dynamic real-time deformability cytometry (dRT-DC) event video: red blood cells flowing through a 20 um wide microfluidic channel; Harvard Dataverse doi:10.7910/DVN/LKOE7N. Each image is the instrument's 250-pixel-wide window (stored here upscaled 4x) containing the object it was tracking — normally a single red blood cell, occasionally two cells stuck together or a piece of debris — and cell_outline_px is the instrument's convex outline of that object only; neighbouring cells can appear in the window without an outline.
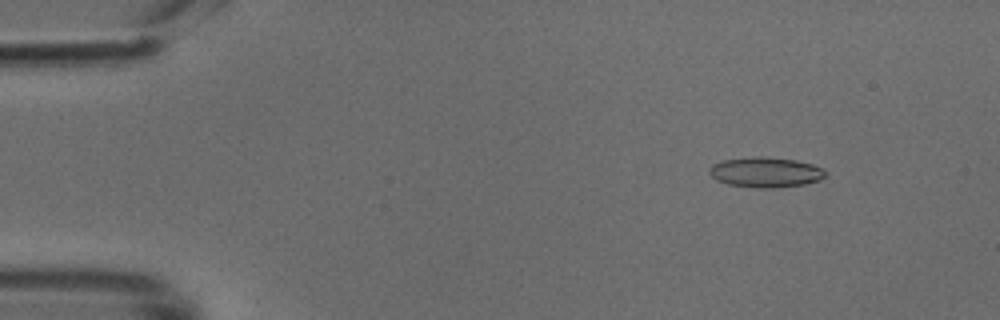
{"species": "common noctule bat (a hibernating species)", "species_latin": "Nyctalus noctula", "temperature_condition": "cold", "stored_images_in_passage": 49, "camera_frame_rate_fps": 3000, "um_per_image_px": 0.085, "animal": {"sex": "male", "body_mass_g": 18.8}, "frame": {"image": 1, "passage_image": 6, "time_ms": 1.667, "image_size_px": [1000, 320], "cell_outline_px": [[824, 176], [820, 180], [804, 184], [776, 188], [756, 188], [728, 184], [716, 180], [708, 172], [708, 168], [712, 164], [724, 160], [756, 156], [764, 156], [796, 160], [812, 164], [820, 168], [824, 172]], "centroid_in_image_um": [65.03, 14.64], "position_along_channel_um": 20.0, "area_um2": 20.4}}
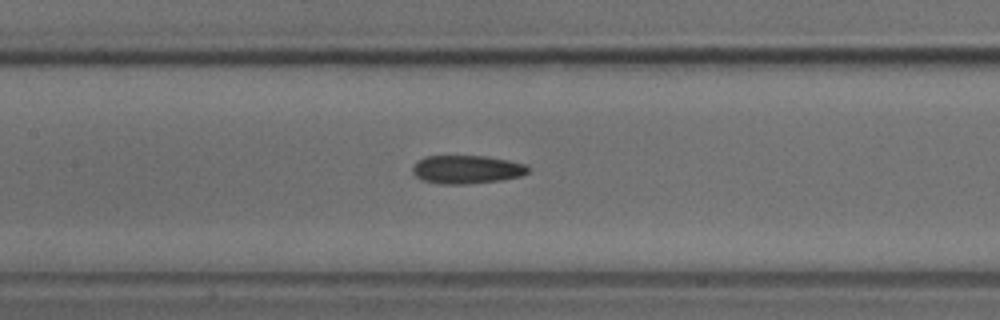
{"frame": {"image": 2, "passage_image": 23, "time_ms": 7.333, "image_size_px": [1000, 320], "cell_outline_px": [[528, 172], [520, 176], [500, 180], [468, 184], [440, 184], [420, 180], [412, 172], [412, 168], [416, 160], [424, 156], [484, 156], [508, 160], [528, 164]], "centroid_in_image_um": [39.63, 14.4], "position_along_channel_um": 167.8, "area_um2": 19.25}}
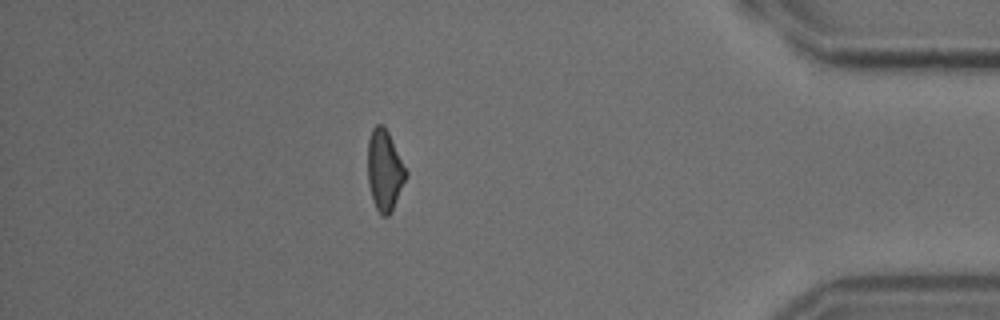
{"frame": {"image": 3, "passage_image": 43, "time_ms": 14.0, "image_size_px": [1000, 320], "cell_outline_px": [[408, 172], [392, 212], [388, 216], [380, 216], [372, 200], [368, 184], [368, 140], [372, 128], [376, 124], [380, 124], [388, 132]], "centroid_in_image_um": [32.68, 14.51], "position_along_channel_um": 402.5, "area_um2": 17.98}}